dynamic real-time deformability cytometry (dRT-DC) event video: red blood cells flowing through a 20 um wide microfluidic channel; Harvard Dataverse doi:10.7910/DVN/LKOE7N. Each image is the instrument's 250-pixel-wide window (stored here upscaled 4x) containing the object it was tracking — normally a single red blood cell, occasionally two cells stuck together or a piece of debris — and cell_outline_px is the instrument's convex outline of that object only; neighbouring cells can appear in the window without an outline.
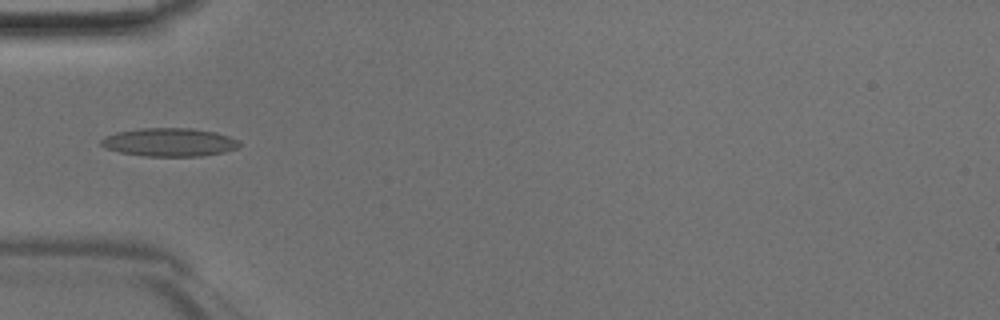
{"species": "Egyptian fruit bat (a non-hibernating species)", "species_latin": "Rousettus aegyptiacus", "temperature_condition": "room temperature", "stored_images_in_passage": 11, "camera_frame_rate_fps": 3000, "um_per_image_px": 0.085, "animal": {"sex": "male"}, "frame": {"image": 1, "passage_image": 4, "time_ms": 1.0, "image_size_px": [1000, 320], "cell_outline_px": [[240, 144], [236, 148], [224, 152], [200, 156], [144, 156], [120, 152], [104, 148], [100, 144], [100, 140], [104, 136], [116, 132], [140, 128], [192, 128], [216, 132], [240, 140]], "centroid_in_image_um": [14.37, 12.08], "position_along_channel_um": 70.6, "area_um2": 22.95}}
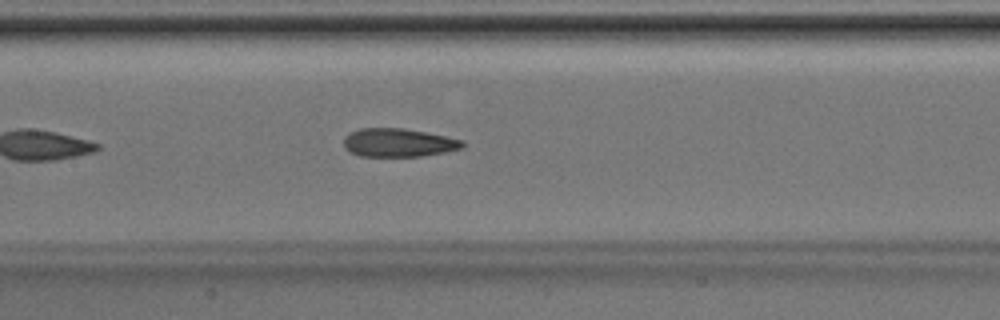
{"frame": {"image": 2, "passage_image": 11, "time_ms": 3.333, "image_size_px": [1000, 320], "cell_outline_px": [[464, 148], [444, 152], [420, 156], [360, 156], [348, 152], [344, 148], [344, 136], [348, 132], [360, 128], [404, 128], [464, 140]], "centroid_in_image_um": [33.82, 12.12], "position_along_channel_um": 173.6, "area_um2": 19.77}}